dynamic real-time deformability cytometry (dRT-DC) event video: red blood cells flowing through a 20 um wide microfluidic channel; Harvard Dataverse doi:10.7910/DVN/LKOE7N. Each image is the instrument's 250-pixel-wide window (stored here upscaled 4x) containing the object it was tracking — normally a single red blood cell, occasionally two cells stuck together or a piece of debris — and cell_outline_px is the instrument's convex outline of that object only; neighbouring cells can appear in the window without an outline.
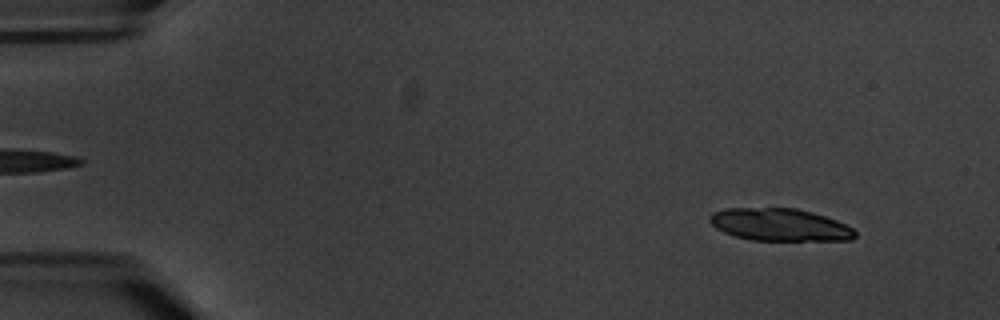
{"species": "common noctule bat (a hibernating species)", "species_latin": "Nyctalus noctula", "temperature_condition": "warm", "stored_images_in_passage": 6, "segment_of_instrument_passage": [1, 2], "camera_frame_rate_fps": 3000, "um_per_image_px": 0.085, "animal": {"sex": "male", "body_mass_g": 20.1, "forearm_length_mm": 53.5}, "frame": {"image": 1, "passage_image": 1, "time_ms": 0.0, "image_size_px": [1000, 320], "cell_outline_px": [[856, 236], [852, 240], [752, 240], [736, 236], [724, 232], [716, 228], [708, 220], [708, 216], [712, 212], [724, 208], [796, 208], [812, 212], [836, 220], [852, 228], [856, 232]], "centroid_in_image_um": [66.25, 19.09], "position_along_channel_um": 18.7, "area_um2": 27.46}}